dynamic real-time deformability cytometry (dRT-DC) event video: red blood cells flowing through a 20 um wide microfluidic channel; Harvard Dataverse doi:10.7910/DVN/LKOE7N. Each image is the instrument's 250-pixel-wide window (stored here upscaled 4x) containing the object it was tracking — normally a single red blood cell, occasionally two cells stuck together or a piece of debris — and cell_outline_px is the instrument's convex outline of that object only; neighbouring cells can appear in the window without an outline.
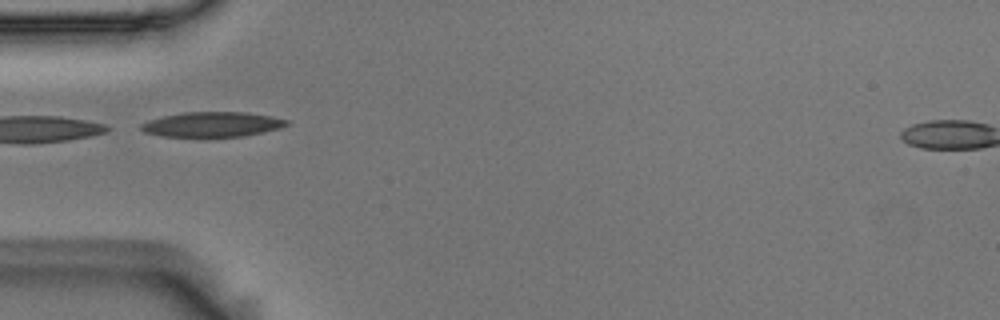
{"species": "Egyptian fruit bat (a non-hibernating species)", "species_latin": "Rousettus aegyptiacus", "temperature_condition": "room temperature", "stored_images_in_passage": 10, "camera_frame_rate_fps": 3000, "um_per_image_px": 0.085, "animal": {"sex": "male"}, "frame": {"image": 1, "passage_image": 1, "time_ms": 0.0, "image_size_px": [1000, 320], "cell_outline_px": [[288, 124], [280, 128], [244, 136], [160, 136], [144, 132], [140, 128], [140, 124], [148, 120], [164, 116], [184, 112], [248, 112], [272, 116], [288, 120]], "centroid_in_image_um": [18.03, 10.56], "position_along_channel_um": 67.0, "area_um2": 21.04}}
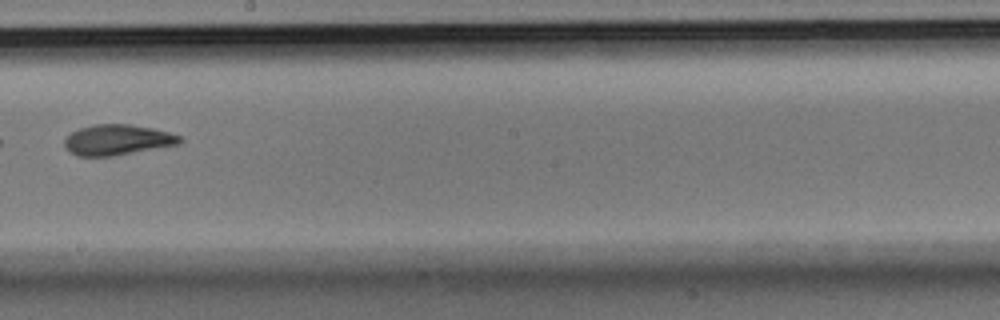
{"frame": {"image": 2, "passage_image": 5, "time_ms": 1.333, "image_size_px": [1000, 320], "cell_outline_px": [[184, 140], [180, 144], [112, 156], [76, 156], [64, 144], [64, 140], [72, 132], [80, 128], [92, 124], [128, 124], [152, 128], [168, 132], [180, 136]], "centroid_in_image_um": [10.0, 11.88], "position_along_channel_um": 238.2, "area_um2": 20.35}}
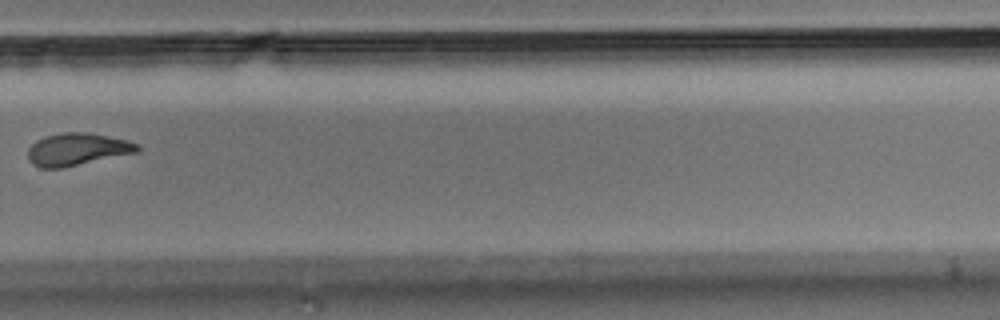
{"frame": {"image": 3, "passage_image": 7, "time_ms": 2.0, "image_size_px": [1000, 320], "cell_outline_px": [[140, 152], [64, 168], [40, 168], [32, 164], [28, 160], [28, 148], [36, 140], [44, 136], [64, 132], [88, 132], [128, 140], [140, 144]], "centroid_in_image_um": [6.59, 12.7], "position_along_channel_um": 323.2, "area_um2": 21.1}}